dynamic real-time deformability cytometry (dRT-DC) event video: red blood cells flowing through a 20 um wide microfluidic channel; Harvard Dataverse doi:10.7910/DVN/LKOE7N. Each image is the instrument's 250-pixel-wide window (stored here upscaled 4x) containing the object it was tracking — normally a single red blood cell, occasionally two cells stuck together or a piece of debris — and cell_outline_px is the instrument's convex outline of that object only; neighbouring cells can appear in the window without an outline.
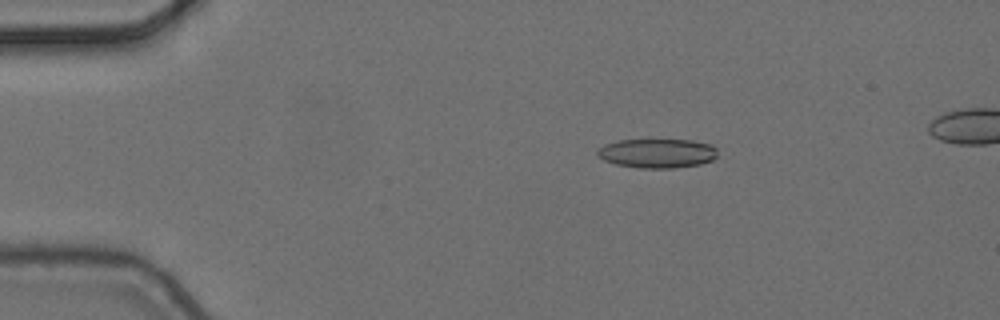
{"species": "common noctule bat (a hibernating species)", "species_latin": "Nyctalus noctula", "temperature_condition": "cold", "stored_images_in_passage": 5, "camera_frame_rate_fps": 3000, "um_per_image_px": 0.085, "animal": {"sex": "female", "body_mass_g": 24.6, "forearm_length_mm": 56.2}, "frame": {"image": 1, "passage_image": 3, "time_ms": 0.667, "image_size_px": [1000, 320], "cell_outline_px": [[716, 156], [712, 160], [700, 164], [672, 168], [640, 168], [616, 164], [604, 160], [596, 156], [596, 148], [604, 144], [616, 140], [692, 140], [712, 144], [716, 148]], "centroid_in_image_um": [55.82, 13.02], "position_along_channel_um": 29.2, "area_um2": 20.63}}